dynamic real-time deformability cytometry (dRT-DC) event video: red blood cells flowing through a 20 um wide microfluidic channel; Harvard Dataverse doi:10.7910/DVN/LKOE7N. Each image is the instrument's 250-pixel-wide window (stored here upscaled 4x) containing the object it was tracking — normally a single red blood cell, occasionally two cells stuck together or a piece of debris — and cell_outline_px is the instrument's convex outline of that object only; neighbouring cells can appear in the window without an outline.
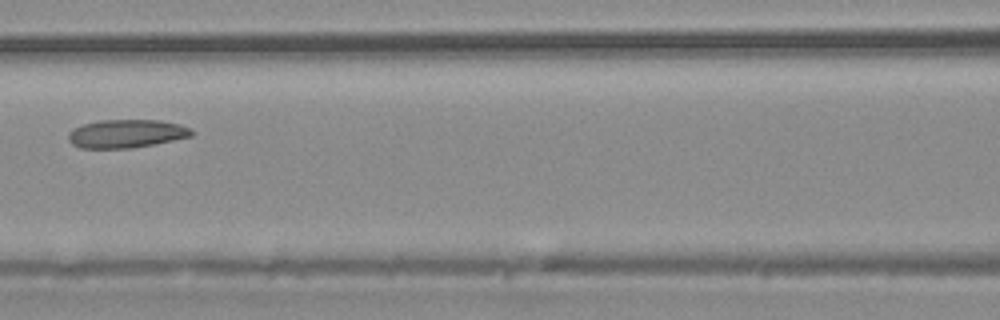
{"species": "common noctule bat (a hibernating species)", "species_latin": "Nyctalus noctula", "temperature_condition": "warm", "stored_images_in_passage": 5, "camera_frame_rate_fps": 3000, "um_per_image_px": 0.085, "animal": {"sex": "male", "body_mass_g": 20.4}, "frame": {"image": 1, "passage_image": 5, "time_ms": 4.667, "image_size_px": [1000, 320], "cell_outline_px": [[196, 132], [192, 136], [152, 144], [128, 148], [80, 148], [72, 144], [68, 140], [68, 132], [72, 128], [84, 124], [100, 120], [160, 120], [180, 124], [192, 128]], "centroid_in_image_um": [10.74, 11.35], "position_along_channel_um": 155.9, "area_um2": 20.4}}